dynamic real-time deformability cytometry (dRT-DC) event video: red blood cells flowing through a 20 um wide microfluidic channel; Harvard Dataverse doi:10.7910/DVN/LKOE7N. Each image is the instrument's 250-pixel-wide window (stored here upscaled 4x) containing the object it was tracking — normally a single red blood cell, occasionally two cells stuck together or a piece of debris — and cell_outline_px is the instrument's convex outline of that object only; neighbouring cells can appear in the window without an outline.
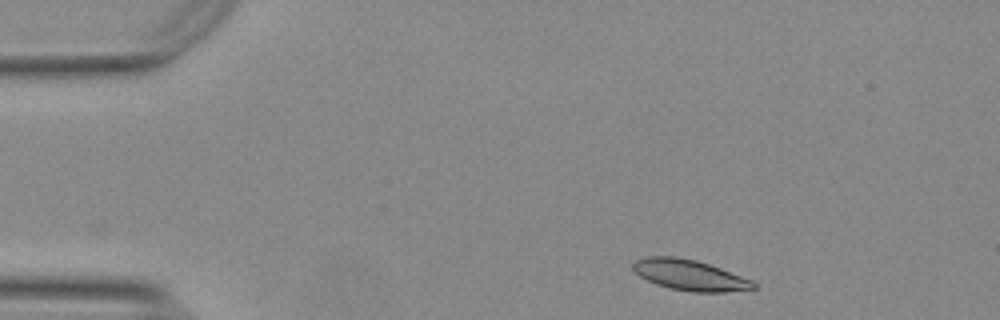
{"species": "Egyptian fruit bat (a non-hibernating species)", "species_latin": "Rousettus aegyptiacus", "temperature_condition": "warm", "stored_images_in_passage": 49, "camera_frame_rate_fps": 3000, "um_per_image_px": 0.085, "animal": {"sex": "female"}, "frame": {"image": 1, "passage_image": 3, "time_ms": 0.667, "image_size_px": [1000, 320], "cell_outline_px": [[756, 288], [724, 292], [692, 292], [668, 288], [656, 284], [640, 276], [632, 268], [632, 264], [636, 260], [648, 256], [676, 256], [696, 260], [720, 268], [752, 280], [756, 284]], "centroid_in_image_um": [58.61, 23.38], "position_along_channel_um": 26.4, "area_um2": 21.44}}
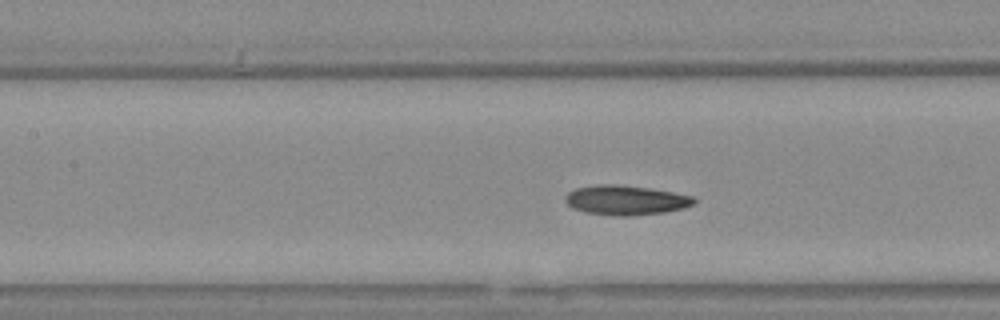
{"frame": {"image": 2, "passage_image": 19, "time_ms": 6.0, "image_size_px": [1000, 320], "cell_outline_px": [[696, 204], [684, 208], [664, 212], [628, 216], [612, 216], [584, 212], [572, 208], [564, 200], [564, 196], [568, 192], [576, 188], [596, 184], [616, 184], [648, 188], [672, 192], [692, 196], [696, 200]], "centroid_in_image_um": [53.16, 17.01], "position_along_channel_um": 154.2, "area_um2": 22.37}}
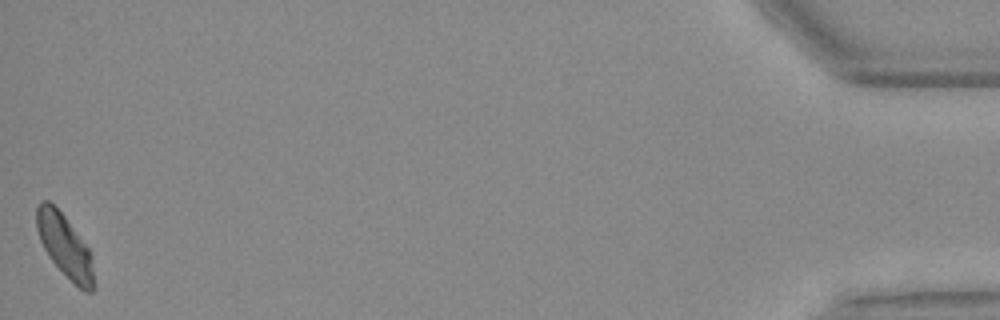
{"frame": {"image": 3, "passage_image": 49, "time_ms": 16.0, "image_size_px": [1000, 320], "cell_outline_px": [[92, 292], [84, 292], [52, 260], [44, 248], [40, 240], [36, 228], [36, 204], [40, 200], [48, 200], [64, 216], [88, 248], [92, 256]], "centroid_in_image_um": [5.46, 20.83], "position_along_channel_um": 429.7, "area_um2": 20.23}, "authors_computed_cell_mechanics": {"area_um2": 21.4438, "velocity_mm_per_s": 3.7278, "shape_relaxation_time_tau1_ms": 7.6428, "shape_relaxation_time_tau2_ms": 7.6003, "deformation_change_tau1": 0.1498, "deformation_change_tau2": 0.1162}}